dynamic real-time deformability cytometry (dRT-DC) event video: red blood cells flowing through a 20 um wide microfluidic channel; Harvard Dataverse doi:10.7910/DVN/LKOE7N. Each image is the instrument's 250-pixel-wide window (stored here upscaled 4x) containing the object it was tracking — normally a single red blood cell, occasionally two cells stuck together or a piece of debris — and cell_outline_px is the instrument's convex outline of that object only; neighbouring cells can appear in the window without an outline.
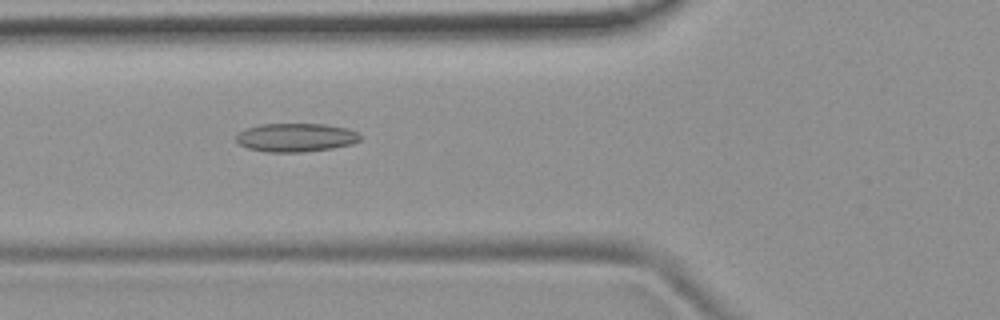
{"species": "common noctule bat (a hibernating species)", "species_latin": "Nyctalus noctula", "temperature_condition": "room temperature", "stored_images_in_passage": 5, "camera_frame_rate_fps": 3000, "um_per_image_px": 0.085, "animal": {"sex": "female", "body_mass_g": 19.9}, "frame": {"image": 1, "passage_image": 5, "time_ms": 5.667, "image_size_px": [1000, 320], "cell_outline_px": [[360, 140], [352, 144], [332, 148], [300, 152], [268, 152], [248, 148], [236, 144], [236, 136], [244, 128], [260, 124], [324, 124], [348, 128], [356, 132], [360, 136]], "centroid_in_image_um": [25.11, 11.68], "position_along_channel_um": 100.7, "area_um2": 20.69}}